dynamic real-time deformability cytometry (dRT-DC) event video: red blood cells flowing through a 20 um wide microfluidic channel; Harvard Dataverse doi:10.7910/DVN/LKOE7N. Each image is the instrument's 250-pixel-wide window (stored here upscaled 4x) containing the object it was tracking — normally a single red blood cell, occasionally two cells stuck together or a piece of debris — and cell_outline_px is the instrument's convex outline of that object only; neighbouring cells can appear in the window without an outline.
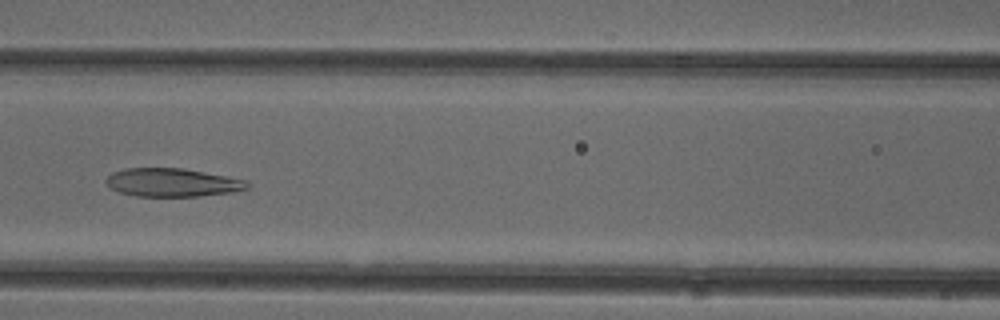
{"species": "common noctule bat (a hibernating species)", "species_latin": "Nyctalus noctula", "temperature_condition": "cold", "stored_images_in_passage": 37, "camera_frame_rate_fps": 3000, "um_per_image_px": 0.085, "animal": {"sex": "female"}, "frame": {"image": 1, "passage_image": 9, "time_ms": 2.667, "image_size_px": [1000, 320], "cell_outline_px": [[252, 184], [248, 188], [232, 192], [200, 196], [136, 196], [120, 192], [108, 188], [104, 184], [104, 180], [112, 172], [124, 168], [184, 168], [244, 180]], "centroid_in_image_um": [14.58, 15.51], "position_along_channel_um": 152.0, "area_um2": 23.41}}
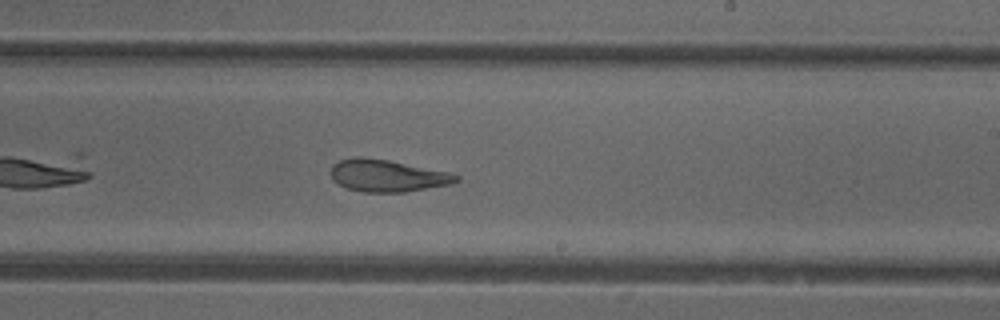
{"frame": {"image": 2, "passage_image": 17, "time_ms": 5.333, "image_size_px": [1000, 320], "cell_outline_px": [[460, 180], [448, 184], [404, 192], [364, 192], [348, 188], [332, 180], [332, 164], [340, 160], [352, 156], [364, 156], [388, 160], [448, 172], [460, 176]], "centroid_in_image_um": [32.88, 14.92], "position_along_channel_um": 256.1, "area_um2": 23.24}}
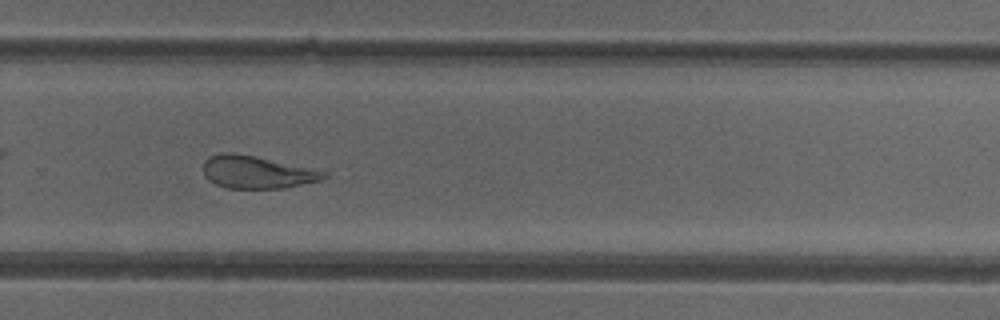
{"frame": {"image": 3, "passage_image": 21, "time_ms": 6.667, "image_size_px": [1000, 320], "cell_outline_px": [[328, 176], [320, 180], [284, 188], [224, 188], [208, 180], [204, 176], [204, 160], [208, 156], [220, 152], [232, 152], [252, 156], [328, 172]], "centroid_in_image_um": [21.77, 14.63], "position_along_channel_um": 308.0, "area_um2": 22.66}, "authors_computed_cell_mechanics": {"area_um2": 23.4668, "velocity_mm_per_s": 3.918, "shape_relaxation_time_tau1_ms": 11.1361, "shape_relaxation_time_tau2_ms": 2.8536, "deformation_change_tau1": 0.2359, "deformation_change_tau2": 0.105}}